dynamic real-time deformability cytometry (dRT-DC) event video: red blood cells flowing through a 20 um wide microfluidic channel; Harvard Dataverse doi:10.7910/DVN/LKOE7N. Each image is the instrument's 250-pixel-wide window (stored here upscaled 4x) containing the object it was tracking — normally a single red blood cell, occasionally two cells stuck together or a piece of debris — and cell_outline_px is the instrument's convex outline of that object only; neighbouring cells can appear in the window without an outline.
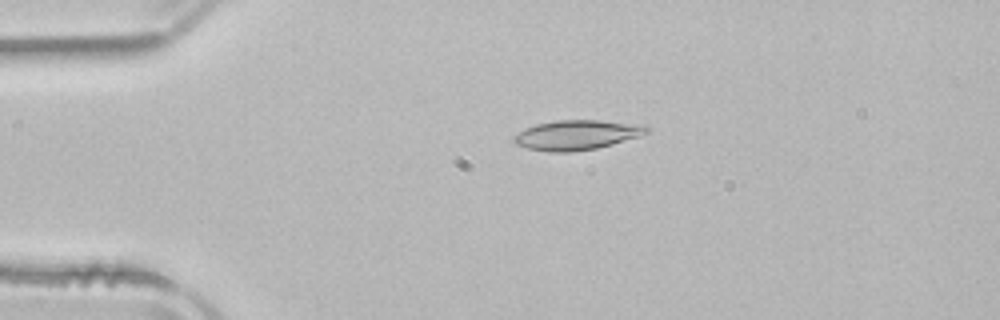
{"species": "common noctule bat (a hibernating species)", "species_latin": "Nyctalus noctula", "temperature_condition": "room temperature", "stored_images_in_passage": 51, "camera_frame_rate_fps": 3000, "um_per_image_px": 0.085, "animal": {"sex": "male", "body_mass_g": 21.5, "forearm_length_mm": 52.0}, "frame": {"image": 1, "passage_image": 11, "time_ms": 3.333, "image_size_px": [1000, 320], "cell_outline_px": [[648, 132], [612, 144], [596, 148], [572, 152], [548, 152], [528, 148], [516, 144], [512, 140], [512, 136], [536, 124], [560, 120], [600, 120], [644, 124], [648, 128]], "centroid_in_image_um": [49.01, 11.47], "position_along_channel_um": 36.0, "area_um2": 22.77}}
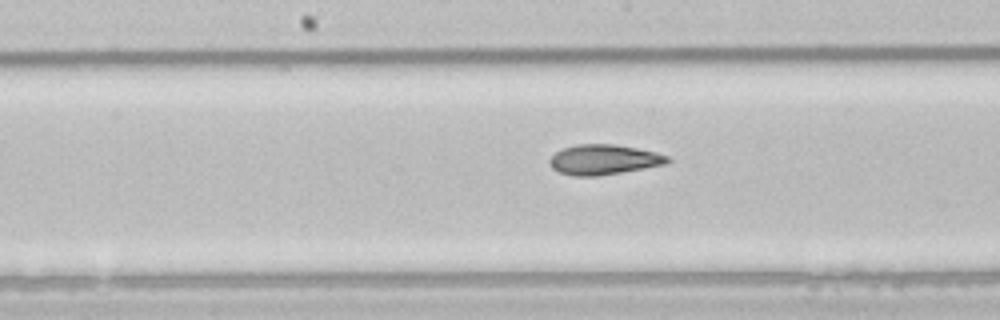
{"frame": {"image": 2, "passage_image": 26, "time_ms": 8.333, "image_size_px": [1000, 320], "cell_outline_px": [[672, 160], [668, 164], [596, 176], [572, 176], [560, 172], [552, 168], [548, 160], [556, 152], [564, 148], [576, 144], [616, 144], [656, 152], [668, 156]], "centroid_in_image_um": [51.34, 13.56], "position_along_channel_um": 196.9, "area_um2": 20.63}}
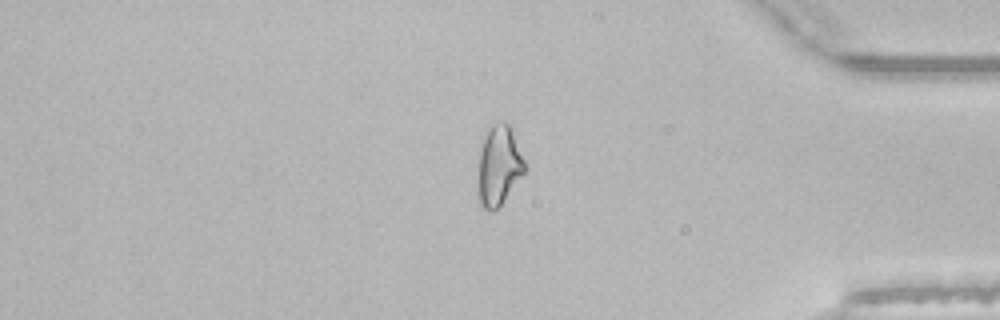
{"frame": {"image": 3, "passage_image": 43, "time_ms": 14.0, "image_size_px": [1000, 320], "cell_outline_px": [[528, 168], [504, 200], [492, 212], [488, 212], [480, 204], [476, 192], [476, 188], [480, 148], [492, 124], [504, 120], [512, 128]], "centroid_in_image_um": [42.4, 14.1], "position_along_channel_um": 392.8, "area_um2": 22.14}, "authors_computed_cell_mechanics": {"area_um2": 21.675, "velocity_mm_per_s": 3.9353, "shape_relaxation_time_tau1_ms": 8.261, "shape_relaxation_time_tau2_ms": 2.7995, "deformation_change_tau1": 0.1906, "deformation_change_tau2": 0.101}}